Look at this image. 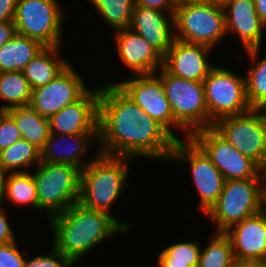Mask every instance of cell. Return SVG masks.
<instances>
[{
  "mask_svg": "<svg viewBox=\"0 0 266 267\" xmlns=\"http://www.w3.org/2000/svg\"><path fill=\"white\" fill-rule=\"evenodd\" d=\"M24 262L16 241L0 244V267H24Z\"/></svg>",
  "mask_w": 266,
  "mask_h": 267,
  "instance_id": "obj_34",
  "label": "cell"
},
{
  "mask_svg": "<svg viewBox=\"0 0 266 267\" xmlns=\"http://www.w3.org/2000/svg\"><path fill=\"white\" fill-rule=\"evenodd\" d=\"M260 111L252 109L242 115L223 117L212 127L240 153L261 167L266 159V111Z\"/></svg>",
  "mask_w": 266,
  "mask_h": 267,
  "instance_id": "obj_9",
  "label": "cell"
},
{
  "mask_svg": "<svg viewBox=\"0 0 266 267\" xmlns=\"http://www.w3.org/2000/svg\"><path fill=\"white\" fill-rule=\"evenodd\" d=\"M186 141L185 143L180 139L176 140L171 159L190 163L192 178L200 194V207L206 214L217 202L226 180L211 159L191 138Z\"/></svg>",
  "mask_w": 266,
  "mask_h": 267,
  "instance_id": "obj_12",
  "label": "cell"
},
{
  "mask_svg": "<svg viewBox=\"0 0 266 267\" xmlns=\"http://www.w3.org/2000/svg\"><path fill=\"white\" fill-rule=\"evenodd\" d=\"M99 14L112 28H128L131 22L134 0H90Z\"/></svg>",
  "mask_w": 266,
  "mask_h": 267,
  "instance_id": "obj_30",
  "label": "cell"
},
{
  "mask_svg": "<svg viewBox=\"0 0 266 267\" xmlns=\"http://www.w3.org/2000/svg\"><path fill=\"white\" fill-rule=\"evenodd\" d=\"M21 139L20 130L14 119L6 111H0V151Z\"/></svg>",
  "mask_w": 266,
  "mask_h": 267,
  "instance_id": "obj_32",
  "label": "cell"
},
{
  "mask_svg": "<svg viewBox=\"0 0 266 267\" xmlns=\"http://www.w3.org/2000/svg\"><path fill=\"white\" fill-rule=\"evenodd\" d=\"M135 6H142L145 8L156 9L160 11H168L169 19H174L175 7L168 0H134ZM164 9V10H163Z\"/></svg>",
  "mask_w": 266,
  "mask_h": 267,
  "instance_id": "obj_35",
  "label": "cell"
},
{
  "mask_svg": "<svg viewBox=\"0 0 266 267\" xmlns=\"http://www.w3.org/2000/svg\"><path fill=\"white\" fill-rule=\"evenodd\" d=\"M58 47H45L26 64L23 73L32 90L48 84L69 65L59 57Z\"/></svg>",
  "mask_w": 266,
  "mask_h": 267,
  "instance_id": "obj_22",
  "label": "cell"
},
{
  "mask_svg": "<svg viewBox=\"0 0 266 267\" xmlns=\"http://www.w3.org/2000/svg\"><path fill=\"white\" fill-rule=\"evenodd\" d=\"M7 171H5L0 166V203H3V197H5V187H6V178H7Z\"/></svg>",
  "mask_w": 266,
  "mask_h": 267,
  "instance_id": "obj_40",
  "label": "cell"
},
{
  "mask_svg": "<svg viewBox=\"0 0 266 267\" xmlns=\"http://www.w3.org/2000/svg\"><path fill=\"white\" fill-rule=\"evenodd\" d=\"M18 0H0V22L13 21Z\"/></svg>",
  "mask_w": 266,
  "mask_h": 267,
  "instance_id": "obj_37",
  "label": "cell"
},
{
  "mask_svg": "<svg viewBox=\"0 0 266 267\" xmlns=\"http://www.w3.org/2000/svg\"><path fill=\"white\" fill-rule=\"evenodd\" d=\"M260 177L225 181L217 202L206 213L217 224L216 232L263 210V185Z\"/></svg>",
  "mask_w": 266,
  "mask_h": 267,
  "instance_id": "obj_6",
  "label": "cell"
},
{
  "mask_svg": "<svg viewBox=\"0 0 266 267\" xmlns=\"http://www.w3.org/2000/svg\"><path fill=\"white\" fill-rule=\"evenodd\" d=\"M160 80L165 90L175 121L187 131V139L203 128L209 127L203 81H193L173 76L163 67Z\"/></svg>",
  "mask_w": 266,
  "mask_h": 267,
  "instance_id": "obj_4",
  "label": "cell"
},
{
  "mask_svg": "<svg viewBox=\"0 0 266 267\" xmlns=\"http://www.w3.org/2000/svg\"><path fill=\"white\" fill-rule=\"evenodd\" d=\"M262 208H263V210L262 211H264V213L266 214V188H265V186H263V201H262ZM265 208V209H264Z\"/></svg>",
  "mask_w": 266,
  "mask_h": 267,
  "instance_id": "obj_43",
  "label": "cell"
},
{
  "mask_svg": "<svg viewBox=\"0 0 266 267\" xmlns=\"http://www.w3.org/2000/svg\"><path fill=\"white\" fill-rule=\"evenodd\" d=\"M32 89L23 72H0V100L7 105L0 106V111H6L16 106L29 105Z\"/></svg>",
  "mask_w": 266,
  "mask_h": 267,
  "instance_id": "obj_25",
  "label": "cell"
},
{
  "mask_svg": "<svg viewBox=\"0 0 266 267\" xmlns=\"http://www.w3.org/2000/svg\"><path fill=\"white\" fill-rule=\"evenodd\" d=\"M38 166L39 169L32 175L36 184L40 209L49 211L52 217L78 202L80 168L71 164L46 162H40Z\"/></svg>",
  "mask_w": 266,
  "mask_h": 267,
  "instance_id": "obj_5",
  "label": "cell"
},
{
  "mask_svg": "<svg viewBox=\"0 0 266 267\" xmlns=\"http://www.w3.org/2000/svg\"><path fill=\"white\" fill-rule=\"evenodd\" d=\"M6 112L16 122L22 139L41 150L50 135L49 119L37 113L30 105L12 107Z\"/></svg>",
  "mask_w": 266,
  "mask_h": 267,
  "instance_id": "obj_24",
  "label": "cell"
},
{
  "mask_svg": "<svg viewBox=\"0 0 266 267\" xmlns=\"http://www.w3.org/2000/svg\"><path fill=\"white\" fill-rule=\"evenodd\" d=\"M16 34V27L13 21L0 22V48L10 41Z\"/></svg>",
  "mask_w": 266,
  "mask_h": 267,
  "instance_id": "obj_38",
  "label": "cell"
},
{
  "mask_svg": "<svg viewBox=\"0 0 266 267\" xmlns=\"http://www.w3.org/2000/svg\"><path fill=\"white\" fill-rule=\"evenodd\" d=\"M255 9L260 18V21L266 28V0H254Z\"/></svg>",
  "mask_w": 266,
  "mask_h": 267,
  "instance_id": "obj_39",
  "label": "cell"
},
{
  "mask_svg": "<svg viewBox=\"0 0 266 267\" xmlns=\"http://www.w3.org/2000/svg\"><path fill=\"white\" fill-rule=\"evenodd\" d=\"M99 95L100 87L88 90L79 100L51 115L50 133L98 134Z\"/></svg>",
  "mask_w": 266,
  "mask_h": 267,
  "instance_id": "obj_15",
  "label": "cell"
},
{
  "mask_svg": "<svg viewBox=\"0 0 266 267\" xmlns=\"http://www.w3.org/2000/svg\"><path fill=\"white\" fill-rule=\"evenodd\" d=\"M175 8L183 5V0H168Z\"/></svg>",
  "mask_w": 266,
  "mask_h": 267,
  "instance_id": "obj_44",
  "label": "cell"
},
{
  "mask_svg": "<svg viewBox=\"0 0 266 267\" xmlns=\"http://www.w3.org/2000/svg\"><path fill=\"white\" fill-rule=\"evenodd\" d=\"M57 137V138H56ZM68 143V140L71 139L68 143V146H65L66 151H62L59 153V155L56 152V148H58V145L62 144V139L66 140ZM91 137L96 138L98 140V134H71V135H62V134H54L50 133L47 141L45 142L44 147L41 149V162L46 163H55V164H71L73 166H77L81 170H83L89 163H85L84 165L81 164L80 158L83 154H86L87 145L89 144V141L91 140ZM60 138V139H59ZM57 139V141H56ZM58 139L60 141H58ZM73 139V140H72ZM58 142V143H56ZM60 143V144H59ZM65 145V144H64ZM70 145V146H69ZM70 147V148H67Z\"/></svg>",
  "mask_w": 266,
  "mask_h": 267,
  "instance_id": "obj_21",
  "label": "cell"
},
{
  "mask_svg": "<svg viewBox=\"0 0 266 267\" xmlns=\"http://www.w3.org/2000/svg\"><path fill=\"white\" fill-rule=\"evenodd\" d=\"M224 234L231 242L237 264L245 261H266V214L264 211L232 225Z\"/></svg>",
  "mask_w": 266,
  "mask_h": 267,
  "instance_id": "obj_16",
  "label": "cell"
},
{
  "mask_svg": "<svg viewBox=\"0 0 266 267\" xmlns=\"http://www.w3.org/2000/svg\"><path fill=\"white\" fill-rule=\"evenodd\" d=\"M175 39L212 48L226 31L224 7L208 2L185 3L174 11Z\"/></svg>",
  "mask_w": 266,
  "mask_h": 267,
  "instance_id": "obj_7",
  "label": "cell"
},
{
  "mask_svg": "<svg viewBox=\"0 0 266 267\" xmlns=\"http://www.w3.org/2000/svg\"><path fill=\"white\" fill-rule=\"evenodd\" d=\"M155 75L156 73L134 75L116 85L151 118L157 120L176 139H179L169 128L182 127L174 119L160 77Z\"/></svg>",
  "mask_w": 266,
  "mask_h": 267,
  "instance_id": "obj_13",
  "label": "cell"
},
{
  "mask_svg": "<svg viewBox=\"0 0 266 267\" xmlns=\"http://www.w3.org/2000/svg\"><path fill=\"white\" fill-rule=\"evenodd\" d=\"M116 34L118 55L134 75L157 73L163 67V56L141 35L130 28L116 30Z\"/></svg>",
  "mask_w": 266,
  "mask_h": 267,
  "instance_id": "obj_19",
  "label": "cell"
},
{
  "mask_svg": "<svg viewBox=\"0 0 266 267\" xmlns=\"http://www.w3.org/2000/svg\"><path fill=\"white\" fill-rule=\"evenodd\" d=\"M190 138L205 152L226 181L261 177L260 166L240 153L213 127L194 132Z\"/></svg>",
  "mask_w": 266,
  "mask_h": 267,
  "instance_id": "obj_11",
  "label": "cell"
},
{
  "mask_svg": "<svg viewBox=\"0 0 266 267\" xmlns=\"http://www.w3.org/2000/svg\"><path fill=\"white\" fill-rule=\"evenodd\" d=\"M97 155L81 170L78 202L86 208L108 213L125 185L130 157Z\"/></svg>",
  "mask_w": 266,
  "mask_h": 267,
  "instance_id": "obj_3",
  "label": "cell"
},
{
  "mask_svg": "<svg viewBox=\"0 0 266 267\" xmlns=\"http://www.w3.org/2000/svg\"><path fill=\"white\" fill-rule=\"evenodd\" d=\"M223 7L227 33L233 30L232 32L238 34L249 57L255 63L261 47L264 25L256 12L254 0H227Z\"/></svg>",
  "mask_w": 266,
  "mask_h": 267,
  "instance_id": "obj_18",
  "label": "cell"
},
{
  "mask_svg": "<svg viewBox=\"0 0 266 267\" xmlns=\"http://www.w3.org/2000/svg\"><path fill=\"white\" fill-rule=\"evenodd\" d=\"M203 84L209 127L220 118L242 115L252 110L247 99L245 78L215 65Z\"/></svg>",
  "mask_w": 266,
  "mask_h": 267,
  "instance_id": "obj_8",
  "label": "cell"
},
{
  "mask_svg": "<svg viewBox=\"0 0 266 267\" xmlns=\"http://www.w3.org/2000/svg\"><path fill=\"white\" fill-rule=\"evenodd\" d=\"M198 242H181L166 247L158 254L160 267H198L200 248Z\"/></svg>",
  "mask_w": 266,
  "mask_h": 267,
  "instance_id": "obj_29",
  "label": "cell"
},
{
  "mask_svg": "<svg viewBox=\"0 0 266 267\" xmlns=\"http://www.w3.org/2000/svg\"><path fill=\"white\" fill-rule=\"evenodd\" d=\"M216 237L203 251H200L198 267H235L237 265L231 242L224 232Z\"/></svg>",
  "mask_w": 266,
  "mask_h": 267,
  "instance_id": "obj_28",
  "label": "cell"
},
{
  "mask_svg": "<svg viewBox=\"0 0 266 267\" xmlns=\"http://www.w3.org/2000/svg\"><path fill=\"white\" fill-rule=\"evenodd\" d=\"M196 2H204V0H183V4H185V3H196Z\"/></svg>",
  "mask_w": 266,
  "mask_h": 267,
  "instance_id": "obj_46",
  "label": "cell"
},
{
  "mask_svg": "<svg viewBox=\"0 0 266 267\" xmlns=\"http://www.w3.org/2000/svg\"><path fill=\"white\" fill-rule=\"evenodd\" d=\"M34 162H41V150L24 139L0 151V166L7 172H17L16 169L29 167Z\"/></svg>",
  "mask_w": 266,
  "mask_h": 267,
  "instance_id": "obj_27",
  "label": "cell"
},
{
  "mask_svg": "<svg viewBox=\"0 0 266 267\" xmlns=\"http://www.w3.org/2000/svg\"><path fill=\"white\" fill-rule=\"evenodd\" d=\"M164 11L134 6L131 22L128 28L141 35L154 47L163 57L172 46L175 39L171 33L170 23ZM173 36V37H172Z\"/></svg>",
  "mask_w": 266,
  "mask_h": 267,
  "instance_id": "obj_20",
  "label": "cell"
},
{
  "mask_svg": "<svg viewBox=\"0 0 266 267\" xmlns=\"http://www.w3.org/2000/svg\"><path fill=\"white\" fill-rule=\"evenodd\" d=\"M44 48L39 41L16 34L0 48V72H23L26 64Z\"/></svg>",
  "mask_w": 266,
  "mask_h": 267,
  "instance_id": "obj_23",
  "label": "cell"
},
{
  "mask_svg": "<svg viewBox=\"0 0 266 267\" xmlns=\"http://www.w3.org/2000/svg\"><path fill=\"white\" fill-rule=\"evenodd\" d=\"M260 173H261V176L266 178V159H265L264 164L260 167Z\"/></svg>",
  "mask_w": 266,
  "mask_h": 267,
  "instance_id": "obj_45",
  "label": "cell"
},
{
  "mask_svg": "<svg viewBox=\"0 0 266 267\" xmlns=\"http://www.w3.org/2000/svg\"><path fill=\"white\" fill-rule=\"evenodd\" d=\"M62 12L56 0H18L13 18L16 32L45 47L59 46Z\"/></svg>",
  "mask_w": 266,
  "mask_h": 267,
  "instance_id": "obj_10",
  "label": "cell"
},
{
  "mask_svg": "<svg viewBox=\"0 0 266 267\" xmlns=\"http://www.w3.org/2000/svg\"><path fill=\"white\" fill-rule=\"evenodd\" d=\"M210 50L211 48L205 45L174 39L172 46L163 57V68L179 78L203 81L215 67L206 61Z\"/></svg>",
  "mask_w": 266,
  "mask_h": 267,
  "instance_id": "obj_17",
  "label": "cell"
},
{
  "mask_svg": "<svg viewBox=\"0 0 266 267\" xmlns=\"http://www.w3.org/2000/svg\"><path fill=\"white\" fill-rule=\"evenodd\" d=\"M227 0H204V2L223 6Z\"/></svg>",
  "mask_w": 266,
  "mask_h": 267,
  "instance_id": "obj_42",
  "label": "cell"
},
{
  "mask_svg": "<svg viewBox=\"0 0 266 267\" xmlns=\"http://www.w3.org/2000/svg\"><path fill=\"white\" fill-rule=\"evenodd\" d=\"M54 248L76 264L107 236L127 231V223L109 213L92 210L77 202L66 211L50 217Z\"/></svg>",
  "mask_w": 266,
  "mask_h": 267,
  "instance_id": "obj_2",
  "label": "cell"
},
{
  "mask_svg": "<svg viewBox=\"0 0 266 267\" xmlns=\"http://www.w3.org/2000/svg\"><path fill=\"white\" fill-rule=\"evenodd\" d=\"M237 267H266V261H245L238 263Z\"/></svg>",
  "mask_w": 266,
  "mask_h": 267,
  "instance_id": "obj_41",
  "label": "cell"
},
{
  "mask_svg": "<svg viewBox=\"0 0 266 267\" xmlns=\"http://www.w3.org/2000/svg\"><path fill=\"white\" fill-rule=\"evenodd\" d=\"M79 76L68 65L48 84L32 90L29 105L40 115L49 118L79 100L89 90Z\"/></svg>",
  "mask_w": 266,
  "mask_h": 267,
  "instance_id": "obj_14",
  "label": "cell"
},
{
  "mask_svg": "<svg viewBox=\"0 0 266 267\" xmlns=\"http://www.w3.org/2000/svg\"><path fill=\"white\" fill-rule=\"evenodd\" d=\"M176 138L151 118L116 83L100 87L99 153L110 156H145L171 159Z\"/></svg>",
  "mask_w": 266,
  "mask_h": 267,
  "instance_id": "obj_1",
  "label": "cell"
},
{
  "mask_svg": "<svg viewBox=\"0 0 266 267\" xmlns=\"http://www.w3.org/2000/svg\"><path fill=\"white\" fill-rule=\"evenodd\" d=\"M2 203H0L1 207ZM14 233L5 217L3 208H0V244L15 241Z\"/></svg>",
  "mask_w": 266,
  "mask_h": 267,
  "instance_id": "obj_36",
  "label": "cell"
},
{
  "mask_svg": "<svg viewBox=\"0 0 266 267\" xmlns=\"http://www.w3.org/2000/svg\"><path fill=\"white\" fill-rule=\"evenodd\" d=\"M5 196L13 204H30L39 209L36 184L33 175L27 171L9 173L6 178Z\"/></svg>",
  "mask_w": 266,
  "mask_h": 267,
  "instance_id": "obj_26",
  "label": "cell"
},
{
  "mask_svg": "<svg viewBox=\"0 0 266 267\" xmlns=\"http://www.w3.org/2000/svg\"><path fill=\"white\" fill-rule=\"evenodd\" d=\"M246 81L247 99L252 109L266 108V57L248 70Z\"/></svg>",
  "mask_w": 266,
  "mask_h": 267,
  "instance_id": "obj_31",
  "label": "cell"
},
{
  "mask_svg": "<svg viewBox=\"0 0 266 267\" xmlns=\"http://www.w3.org/2000/svg\"><path fill=\"white\" fill-rule=\"evenodd\" d=\"M72 265L74 264L55 248L47 256H36L24 262V267H70Z\"/></svg>",
  "mask_w": 266,
  "mask_h": 267,
  "instance_id": "obj_33",
  "label": "cell"
}]
</instances>
